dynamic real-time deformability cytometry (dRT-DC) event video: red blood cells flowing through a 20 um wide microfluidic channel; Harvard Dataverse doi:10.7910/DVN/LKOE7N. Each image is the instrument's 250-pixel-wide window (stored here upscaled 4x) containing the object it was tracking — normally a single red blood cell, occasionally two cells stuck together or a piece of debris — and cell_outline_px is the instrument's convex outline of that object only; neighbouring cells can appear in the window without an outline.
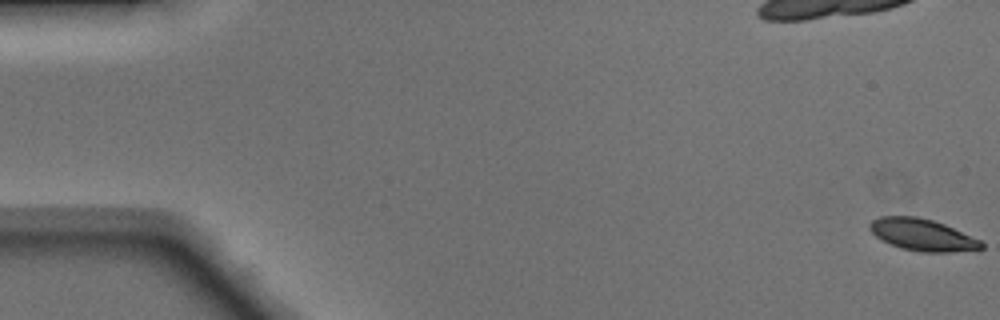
{"species": "Egyptian fruit bat (a non-hibernating species)", "species_latin": "Rousettus aegyptiacus", "temperature_condition": "warm", "stored_images_in_passage": 10, "camera_frame_rate_fps": 3000, "um_per_image_px": 0.085, "animal": {"sex": "male"}, "frame": {"image": 1, "passage_image": 1, "time_ms": 0.0, "image_size_px": [1000, 320], "cell_outline_px": [[984, 248], [952, 252], [920, 252], [904, 248], [892, 244], [876, 236], [868, 228], [868, 224], [872, 220], [880, 216], [916, 216], [932, 220], [944, 224], [980, 240], [984, 244]], "centroid_in_image_um": [78.39, 19.95], "position_along_channel_um": 6.6, "area_um2": 20.46}}